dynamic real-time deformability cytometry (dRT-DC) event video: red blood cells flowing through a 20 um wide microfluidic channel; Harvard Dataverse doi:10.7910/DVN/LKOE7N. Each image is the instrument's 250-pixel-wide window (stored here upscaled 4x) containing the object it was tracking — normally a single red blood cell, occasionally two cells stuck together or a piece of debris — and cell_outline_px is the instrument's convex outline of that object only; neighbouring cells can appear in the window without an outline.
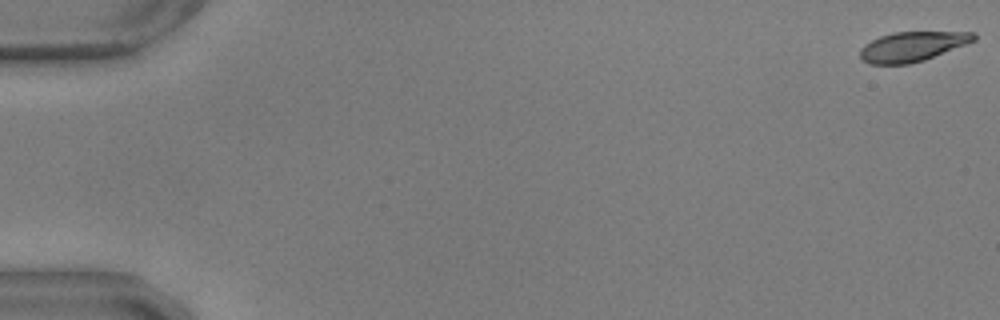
{"species": "common noctule bat (a hibernating species)", "species_latin": "Nyctalus noctula", "temperature_condition": "warm", "stored_images_in_passage": 15, "camera_frame_rate_fps": 3000, "um_per_image_px": 0.085, "animal": {"sex": "male", "body_mass_g": 17.9, "forearm_length_mm": 54.2}, "frame": {"image": 1, "passage_image": 1, "time_ms": 0.0, "image_size_px": [1000, 320], "cell_outline_px": [[976, 40], [924, 60], [908, 64], [868, 64], [860, 56], [860, 48], [864, 44], [880, 36], [892, 32], [976, 32]], "centroid_in_image_um": [77.53, 3.95], "position_along_channel_um": 7.5, "area_um2": 19.59}}
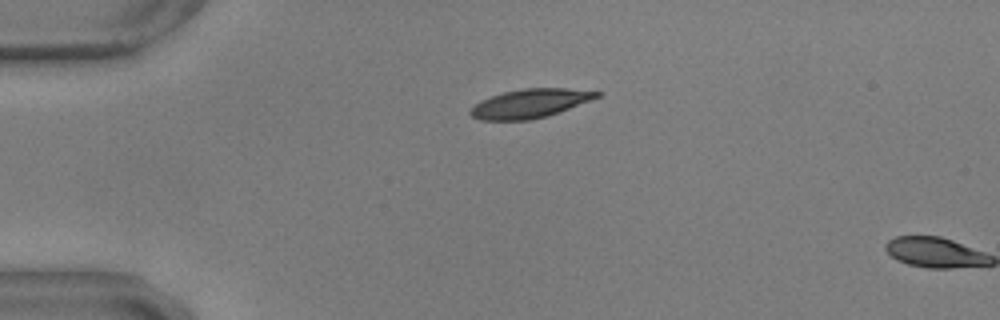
{"frame": {"image": 2, "passage_image": 14, "time_ms": 4.333, "image_size_px": [1000, 320], "cell_outline_px": [[604, 92], [600, 96], [548, 116], [528, 120], [480, 120], [472, 116], [468, 112], [480, 100], [504, 92], [524, 88], [568, 88]], "centroid_in_image_um": [45.06, 8.79], "position_along_channel_um": 39.9, "area_um2": 21.1}}